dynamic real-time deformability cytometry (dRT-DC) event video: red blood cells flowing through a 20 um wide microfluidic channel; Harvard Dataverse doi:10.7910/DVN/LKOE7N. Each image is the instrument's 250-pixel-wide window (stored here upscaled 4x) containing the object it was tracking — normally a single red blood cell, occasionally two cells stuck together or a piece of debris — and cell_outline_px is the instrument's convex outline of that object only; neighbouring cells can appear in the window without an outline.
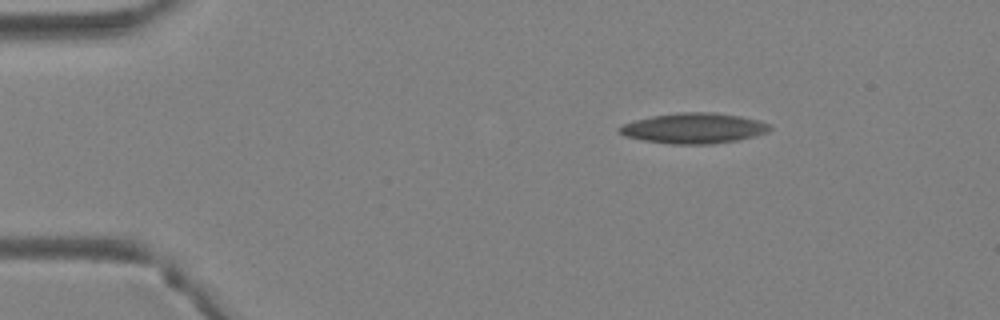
{"species": "Egyptian fruit bat (a non-hibernating species)", "species_latin": "Rousettus aegyptiacus", "temperature_condition": "warm", "stored_images_in_passage": 38, "camera_frame_rate_fps": 3000, "um_per_image_px": 0.085, "animal": {"sex": "female"}, "frame": {"image": 1, "passage_image": 1, "time_ms": 0.0, "image_size_px": [1000, 320], "cell_outline_px": [[772, 128], [768, 132], [756, 136], [736, 140], [712, 144], [672, 144], [644, 140], [624, 136], [616, 128], [624, 124], [636, 120], [652, 116], [680, 112], [716, 112], [740, 116], [760, 120], [768, 124]], "centroid_in_image_um": [59.0, 10.89], "position_along_channel_um": 26.0, "area_um2": 26.65}}
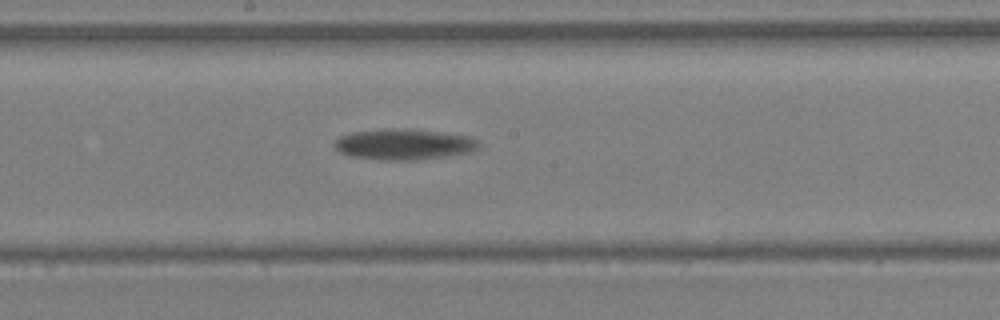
{"frame": {"image": 2, "passage_image": 18, "time_ms": 5.667, "image_size_px": [1000, 320], "cell_outline_px": [[480, 144], [472, 152], [448, 156], [416, 160], [384, 160], [348, 156], [340, 152], [332, 144], [340, 136], [352, 132], [388, 128], [396, 128], [436, 132], [468, 136], [480, 140]], "centroid_in_image_um": [34.31, 12.28], "position_along_channel_um": 213.9, "area_um2": 25.89}}
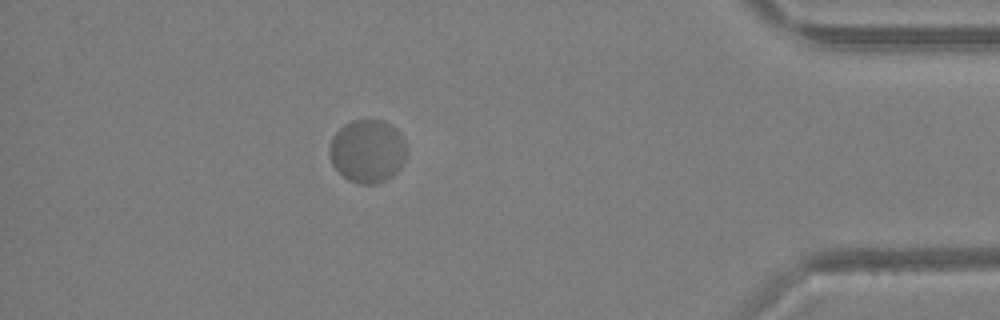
{"frame": {"image": 3, "passage_image": 33, "time_ms": 10.667, "image_size_px": [1000, 320], "cell_outline_px": [[408, 152], [400, 168], [392, 176], [376, 184], [360, 184], [348, 180], [332, 164], [328, 152], [328, 148], [332, 136], [344, 124], [352, 120], [384, 120], [392, 124], [396, 128], [404, 140]], "centroid_in_image_um": [31.24, 12.83], "position_along_channel_um": 404.0, "area_um2": 28.67}}